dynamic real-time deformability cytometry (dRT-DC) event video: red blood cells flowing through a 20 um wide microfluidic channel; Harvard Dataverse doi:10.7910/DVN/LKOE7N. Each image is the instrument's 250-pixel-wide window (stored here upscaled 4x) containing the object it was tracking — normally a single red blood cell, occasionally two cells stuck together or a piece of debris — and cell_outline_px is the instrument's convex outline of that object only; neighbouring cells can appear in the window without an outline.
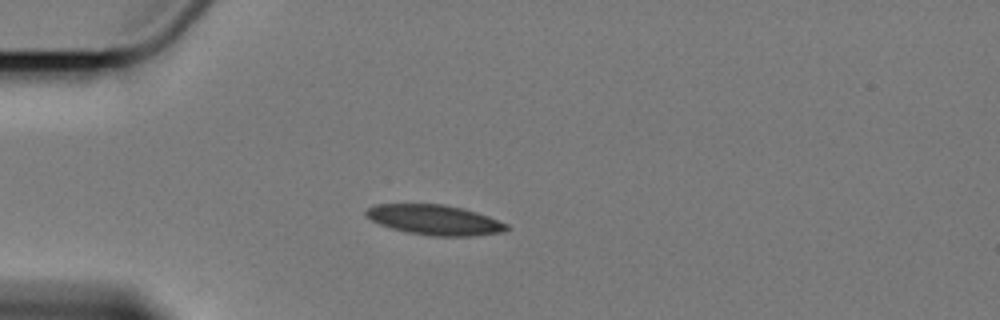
{"species": "Egyptian fruit bat (a non-hibernating species)", "species_latin": "Rousettus aegyptiacus", "temperature_condition": "cold", "stored_images_in_passage": 6, "camera_frame_rate_fps": 3000, "um_per_image_px": 0.085, "animal": {"sex": "female"}, "frame": {"image": 1, "passage_image": 1, "time_ms": 0.0, "image_size_px": [1000, 320], "cell_outline_px": [[508, 228], [504, 232], [476, 236], [428, 236], [408, 232], [392, 228], [380, 224], [364, 216], [364, 212], [368, 208], [376, 204], [444, 204], [476, 212], [488, 216], [508, 224]], "centroid_in_image_um": [36.94, 18.69], "position_along_channel_um": 48.1, "area_um2": 24.62}}
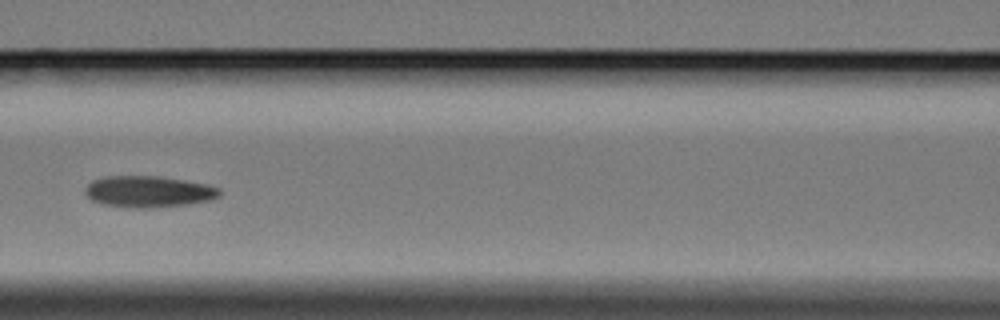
{"frame": {"image": 2, "passage_image": 4, "time_ms": 3.667, "image_size_px": [1000, 320], "cell_outline_px": [[220, 196], [208, 200], [188, 204], [148, 208], [136, 208], [100, 204], [92, 200], [84, 192], [84, 188], [92, 180], [104, 176], [160, 176], [208, 184], [220, 188]], "centroid_in_image_um": [12.6, 16.28], "position_along_channel_um": 154.0, "area_um2": 24.68}}
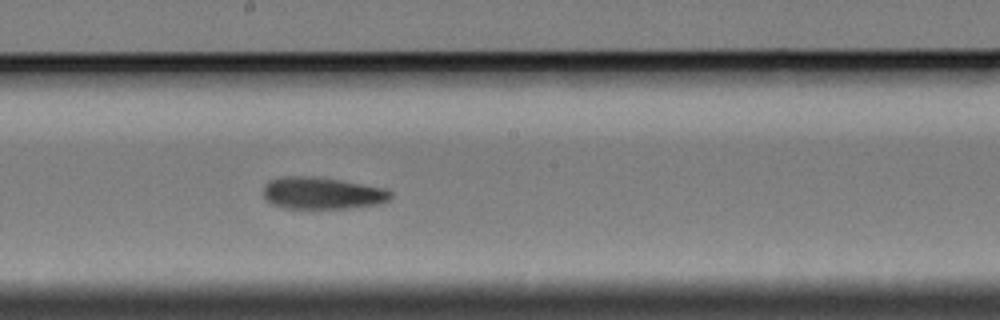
{"frame": {"image": 3, "passage_image": 6, "time_ms": 5.667, "image_size_px": [1000, 320], "cell_outline_px": [[392, 196], [388, 200], [380, 204], [352, 208], [280, 208], [272, 204], [264, 196], [264, 184], [272, 180], [284, 176], [308, 176], [340, 180], [388, 188], [392, 192]], "centroid_in_image_um": [27.43, 16.42], "position_along_channel_um": 220.8, "area_um2": 23.81}}